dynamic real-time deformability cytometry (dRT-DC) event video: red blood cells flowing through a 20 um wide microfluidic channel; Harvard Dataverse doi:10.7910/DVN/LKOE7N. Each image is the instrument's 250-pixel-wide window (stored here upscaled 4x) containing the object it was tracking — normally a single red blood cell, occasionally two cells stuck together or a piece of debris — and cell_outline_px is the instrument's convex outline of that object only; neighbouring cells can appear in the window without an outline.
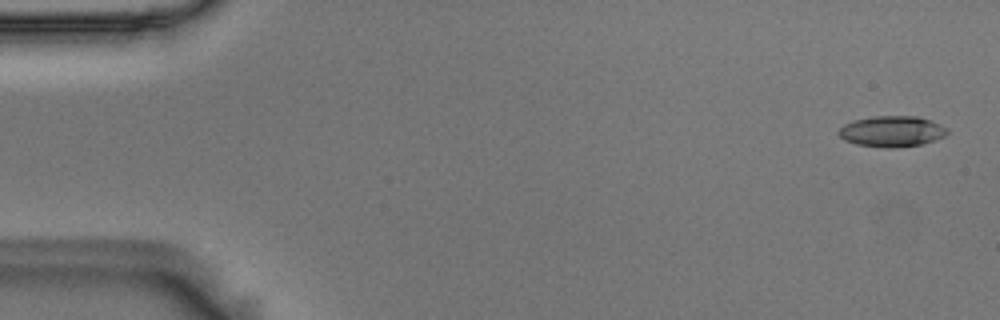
{"species": "Egyptian fruit bat (a non-hibernating species)", "species_latin": "Rousettus aegyptiacus", "temperature_condition": "room temperature", "stored_images_in_passage": 55, "camera_frame_rate_fps": 3000, "um_per_image_px": 0.085, "animal": {"sex": "male"}, "frame": {"image": 1, "passage_image": 2, "time_ms": 0.333, "image_size_px": [1000, 320], "cell_outline_px": [[948, 132], [944, 136], [920, 144], [892, 148], [884, 148], [856, 144], [844, 140], [836, 132], [844, 124], [856, 120], [872, 116], [916, 116], [940, 124], [948, 128]], "centroid_in_image_um": [75.77, 11.16], "position_along_channel_um": 9.2, "area_um2": 19.36}}
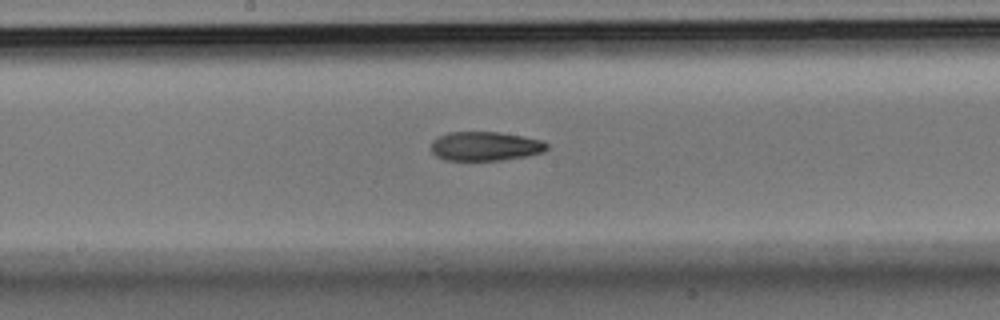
{"frame": {"image": 2, "passage_image": 29, "time_ms": 9.333, "image_size_px": [1000, 320], "cell_outline_px": [[548, 148], [544, 152], [528, 156], [504, 160], [444, 160], [436, 156], [432, 152], [432, 140], [448, 132], [500, 132], [524, 136], [544, 140], [548, 144]], "centroid_in_image_um": [41.29, 12.43], "position_along_channel_um": 206.9, "area_um2": 19.88}}
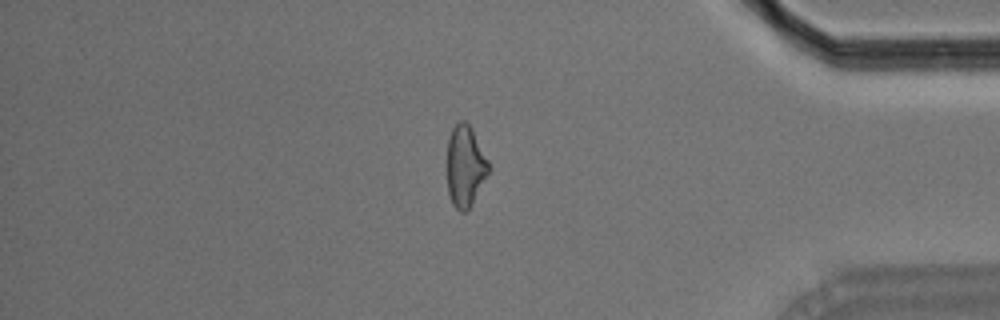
{"frame": {"image": 3, "passage_image": 47, "time_ms": 15.333, "image_size_px": [1000, 320], "cell_outline_px": [[492, 168], [472, 204], [464, 212], [460, 212], [452, 204], [448, 192], [448, 140], [452, 128], [460, 120], [464, 120], [472, 128]], "centroid_in_image_um": [39.57, 14.13], "position_along_channel_um": 395.6, "area_um2": 19.71}, "authors_computed_cell_mechanics": {"area_um2": 19.8254, "velocity_mm_per_s": 3.6419, "shape_relaxation_time_tau1_ms": null, "shape_relaxation_time_tau2_ms": 3.6888, "deformation_change_tau1": null, "deformation_change_tau2": 0.1189}}